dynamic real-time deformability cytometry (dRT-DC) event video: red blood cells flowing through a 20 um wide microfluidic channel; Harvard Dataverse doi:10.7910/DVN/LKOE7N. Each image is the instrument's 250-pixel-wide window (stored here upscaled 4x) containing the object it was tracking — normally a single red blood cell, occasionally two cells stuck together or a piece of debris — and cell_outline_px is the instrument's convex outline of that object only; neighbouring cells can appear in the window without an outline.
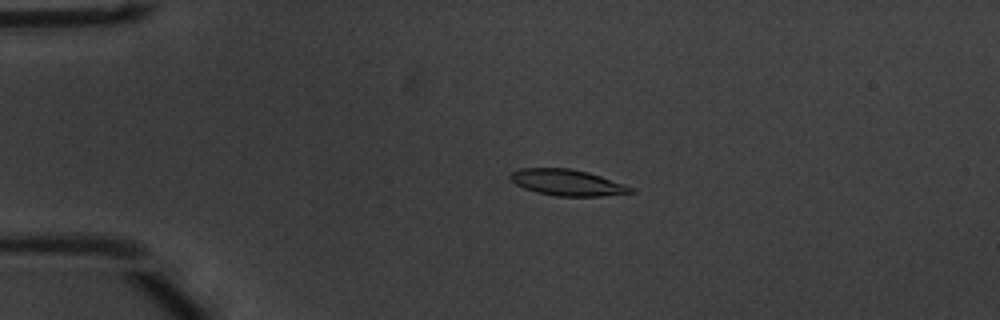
{"species": "common noctule bat (a hibernating species)", "species_latin": "Nyctalus noctula", "temperature_condition": "warm", "stored_images_in_passage": 53, "camera_frame_rate_fps": 3000, "um_per_image_px": 0.085, "animal": {"sex": "male", "body_mass_g": 20.1, "forearm_length_mm": 53.5}, "frame": {"image": 1, "passage_image": 12, "time_ms": 3.667, "image_size_px": [1000, 320], "cell_outline_px": [[636, 192], [600, 196], [556, 196], [536, 192], [524, 188], [516, 184], [508, 176], [512, 172], [520, 168], [572, 168], [588, 172], [636, 188]], "centroid_in_image_um": [48.23, 15.51], "position_along_channel_um": 36.8, "area_um2": 18.38}}
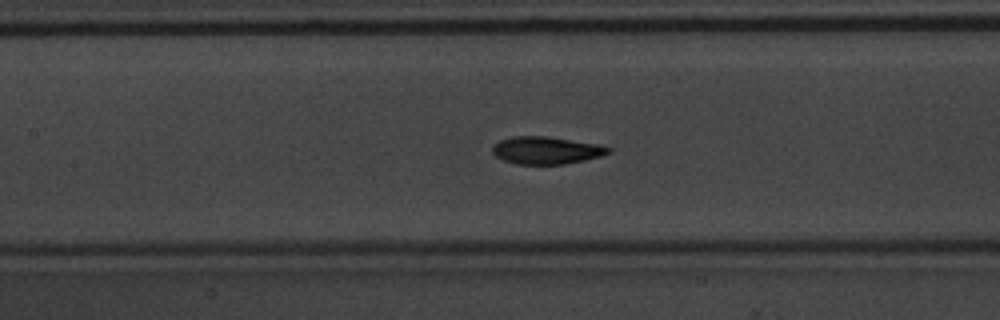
{"frame": {"image": 2, "passage_image": 25, "time_ms": 8.0, "image_size_px": [1000, 320], "cell_outline_px": [[612, 152], [600, 156], [584, 160], [564, 164], [516, 164], [504, 160], [496, 156], [492, 152], [492, 148], [500, 140], [512, 136], [548, 136], [600, 144], [612, 148]], "centroid_in_image_um": [46.47, 12.77], "position_along_channel_um": 160.9, "area_um2": 18.61}}
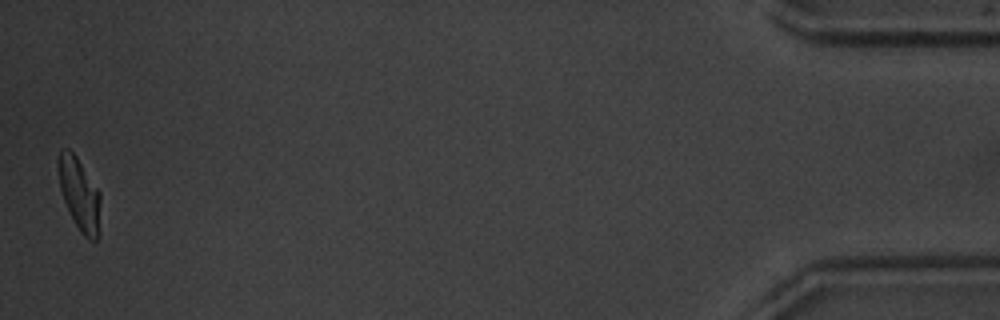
{"frame": {"image": 3, "passage_image": 53, "time_ms": 17.333, "image_size_px": [1000, 320], "cell_outline_px": [[100, 232], [96, 240], [92, 240], [84, 236], [80, 232], [64, 200], [60, 188], [56, 160], [60, 148], [68, 148], [76, 156], [100, 192]], "centroid_in_image_um": [6.75, 16.47], "position_along_channel_um": 428.5, "area_um2": 17.92}, "authors_computed_cell_mechanics": {"area_um2": 18.3226, "velocity_mm_per_s": 3.8036, "shape_relaxation_time_tau1_ms": 2.3613, "shape_relaxation_time_tau2_ms": 1.7041, "deformation_change_tau1": 0.1585, "deformation_change_tau2": 0.0578}}